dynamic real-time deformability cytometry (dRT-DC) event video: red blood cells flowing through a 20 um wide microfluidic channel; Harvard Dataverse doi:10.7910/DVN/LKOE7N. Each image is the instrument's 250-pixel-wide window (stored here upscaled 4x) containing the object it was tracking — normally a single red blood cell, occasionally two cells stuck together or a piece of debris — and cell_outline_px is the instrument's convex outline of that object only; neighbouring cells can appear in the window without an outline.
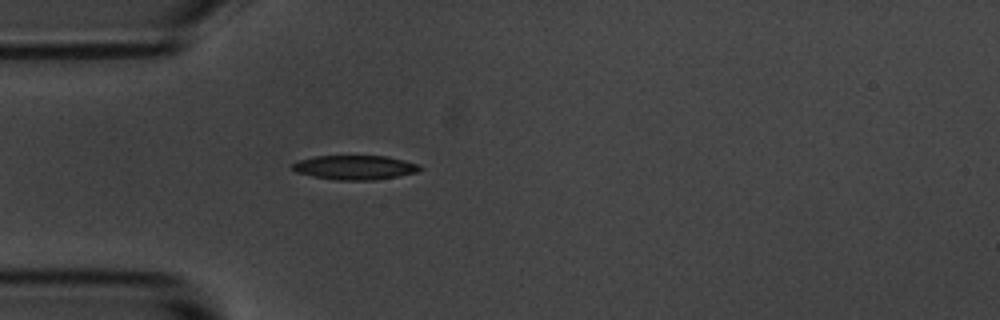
{"species": "common noctule bat (a hibernating species)", "species_latin": "Nyctalus noctula", "temperature_condition": "room temperature", "stored_images_in_passage": 3, "camera_frame_rate_fps": 3000, "um_per_image_px": 0.085, "animal": {"sex": "male", "body_mass_g": 20.1, "forearm_length_mm": 53.5}, "frame": {"image": 1, "passage_image": 3, "time_ms": 3.333, "image_size_px": [1000, 320], "cell_outline_px": [[424, 168], [416, 172], [376, 180], [336, 180], [312, 176], [296, 172], [292, 168], [292, 164], [300, 160], [312, 156], [388, 156], [416, 164]], "centroid_in_image_um": [30.13, 14.23], "position_along_channel_um": 54.9, "area_um2": 17.92}}